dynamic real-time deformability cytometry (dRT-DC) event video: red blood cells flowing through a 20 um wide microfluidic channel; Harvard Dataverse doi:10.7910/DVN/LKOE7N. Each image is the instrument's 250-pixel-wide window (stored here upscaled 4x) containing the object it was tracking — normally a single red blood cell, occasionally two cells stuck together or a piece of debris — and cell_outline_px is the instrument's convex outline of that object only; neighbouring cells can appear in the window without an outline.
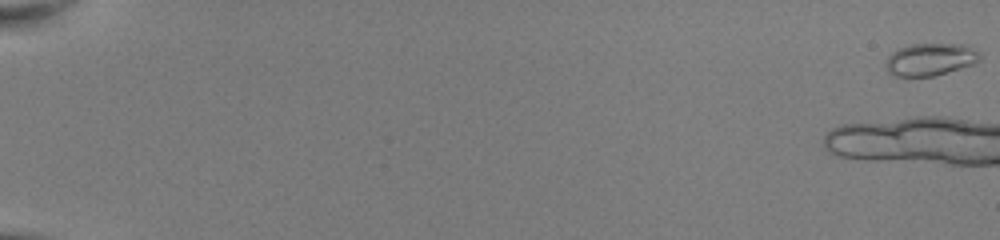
{"species": "common noctule bat (a hibernating species)", "species_latin": "Nyctalus noctula", "temperature_condition": "room temperature", "stored_images_in_passage": 6, "camera_frame_rate_fps": 3000, "um_per_image_px": 0.085, "animal": {"sex": "female", "body_mass_g": 22.0, "forearm_length_mm": 56.7}, "frame": {"image": 1, "passage_image": 1, "time_ms": 0.0, "image_size_px": [1000, 240], "cell_outline_px": [[980, 60], [976, 64], [932, 76], [896, 76], [888, 72], [884, 64], [888, 56], [896, 48], [908, 44], [968, 44], [980, 56]], "centroid_in_image_um": [79.05, 5.04], "position_along_channel_um": 6.0, "area_um2": 17.92}}